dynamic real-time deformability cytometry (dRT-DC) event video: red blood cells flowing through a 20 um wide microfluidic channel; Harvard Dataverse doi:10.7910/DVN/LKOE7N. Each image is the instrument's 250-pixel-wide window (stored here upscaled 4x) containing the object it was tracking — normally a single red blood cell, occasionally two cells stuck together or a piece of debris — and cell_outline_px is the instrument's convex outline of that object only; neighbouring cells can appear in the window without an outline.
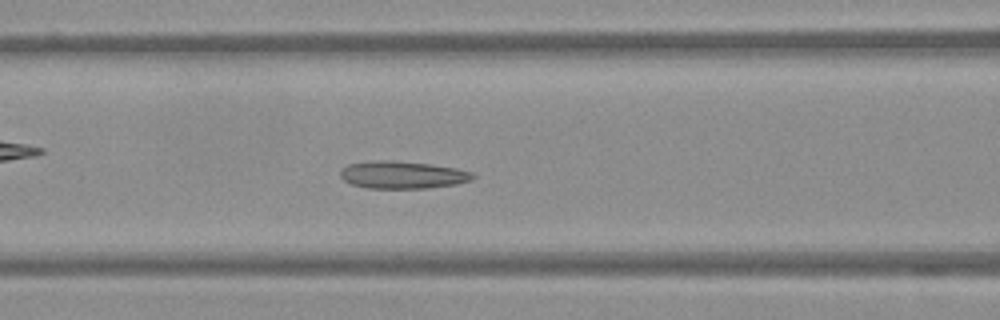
{"species": "Egyptian fruit bat (a non-hibernating species)", "species_latin": "Rousettus aegyptiacus", "temperature_condition": "warm", "stored_images_in_passage": 55, "camera_frame_rate_fps": 3000, "um_per_image_px": 0.085, "frame": {"image": 1, "passage_image": 23, "time_ms": 7.333, "image_size_px": [1000, 320], "cell_outline_px": [[476, 176], [472, 180], [456, 184], [428, 188], [368, 188], [352, 184], [344, 180], [340, 176], [340, 168], [348, 164], [376, 160], [392, 160], [432, 164], [456, 168], [472, 172]], "centroid_in_image_um": [34.21, 14.85], "position_along_channel_um": 132.4, "area_um2": 21.33}}
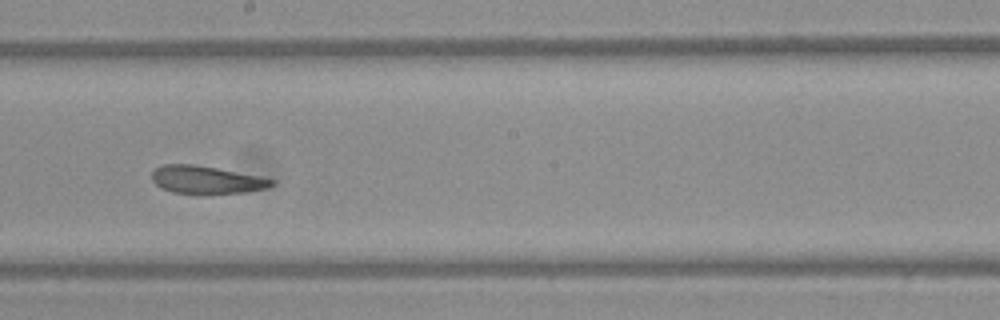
{"frame": {"image": 2, "passage_image": 31, "time_ms": 10.0, "image_size_px": [1000, 320], "cell_outline_px": [[276, 180], [268, 188], [244, 192], [172, 192], [160, 188], [152, 180], [152, 172], [156, 168], [164, 164], [192, 164], [216, 168], [260, 176]], "centroid_in_image_um": [17.53, 15.26], "position_along_channel_um": 230.7, "area_um2": 18.84}}
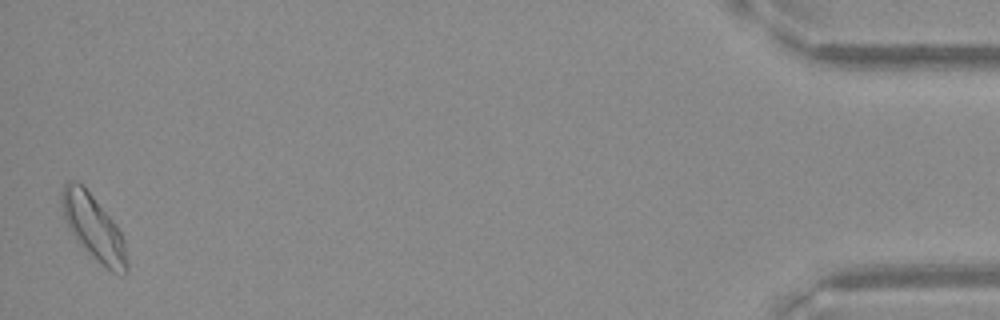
{"frame": {"image": 3, "passage_image": 54, "time_ms": 17.667, "image_size_px": [1000, 320], "cell_outline_px": [[128, 272], [112, 272], [96, 260], [76, 240], [64, 216], [60, 204], [60, 192], [64, 184], [68, 180], [72, 180], [80, 184], [92, 196], [116, 224], [124, 240], [128, 260]], "centroid_in_image_um": [7.95, 19.33], "position_along_channel_um": 427.3, "area_um2": 24.22}}